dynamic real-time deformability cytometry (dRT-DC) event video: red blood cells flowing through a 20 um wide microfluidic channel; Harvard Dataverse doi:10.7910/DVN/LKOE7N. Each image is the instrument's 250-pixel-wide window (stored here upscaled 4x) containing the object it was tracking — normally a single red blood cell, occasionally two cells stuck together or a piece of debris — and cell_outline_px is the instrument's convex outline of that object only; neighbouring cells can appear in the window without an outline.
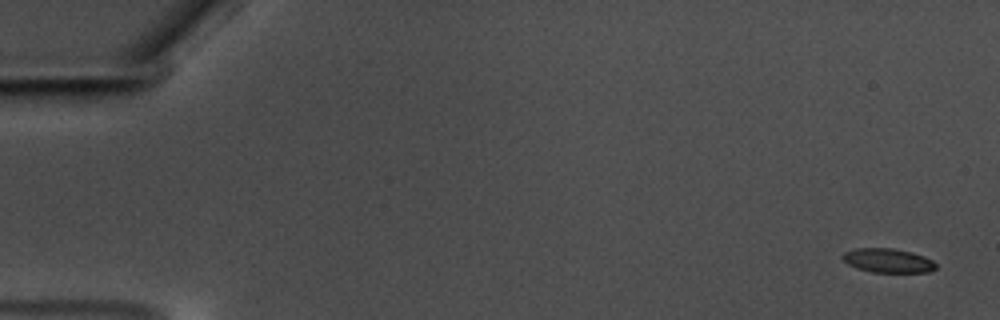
{"species": "common noctule bat (a hibernating species)", "species_latin": "Nyctalus noctula", "temperature_condition": "warm", "stored_images_in_passage": 57, "camera_frame_rate_fps": 3000, "um_per_image_px": 0.085, "animal": {"sex": "male", "body_mass_g": 17.5, "forearm_length_mm": 52.3}, "frame": {"image": 1, "passage_image": 1, "time_ms": 0.0, "image_size_px": [1000, 320], "cell_outline_px": [[936, 268], [932, 272], [872, 272], [856, 268], [848, 264], [840, 256], [844, 252], [856, 248], [892, 248], [912, 252], [924, 256], [932, 260], [936, 264]], "centroid_in_image_um": [75.47, 22.14], "position_along_channel_um": 9.5, "area_um2": 13.18}}
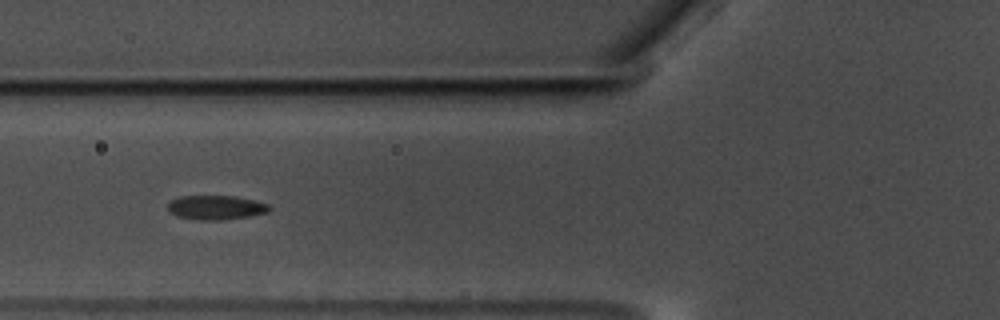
{"frame": {"image": 2, "passage_image": 22, "time_ms": 7.0, "image_size_px": [1000, 320], "cell_outline_px": [[272, 208], [268, 212], [248, 216], [220, 220], [196, 220], [176, 216], [168, 212], [168, 200], [180, 196], [232, 196], [256, 200], [268, 204]], "centroid_in_image_um": [18.31, 17.63], "position_along_channel_um": 107.5, "area_um2": 14.51}}
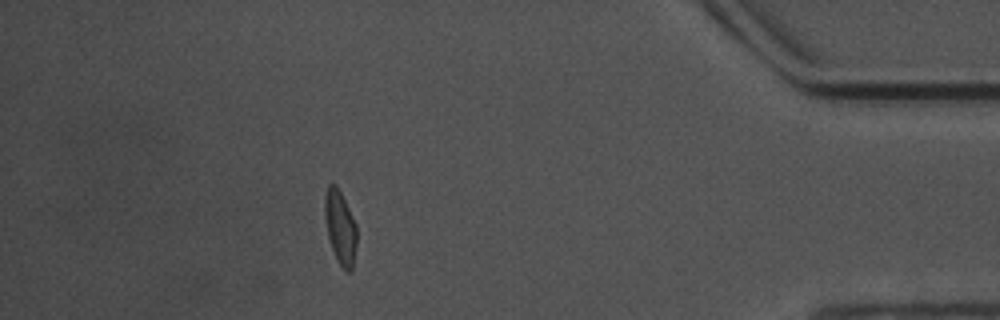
{"frame": {"image": 3, "passage_image": 51, "time_ms": 16.667, "image_size_px": [1000, 320], "cell_outline_px": [[356, 248], [352, 272], [348, 272], [340, 264], [332, 248], [328, 236], [324, 216], [324, 196], [328, 184], [336, 184], [356, 224]], "centroid_in_image_um": [28.91, 19.31], "position_along_channel_um": 406.3, "area_um2": 13.58}, "authors_computed_cell_mechanics": {"area_um2": 14.0454, "velocity_mm_per_s": 3.5623, "shape_relaxation_time_tau1_ms": 4.8496, "shape_relaxation_time_tau2_ms": 1.1074, "deformation_change_tau1": 0.1388, "deformation_change_tau2": 0.0538}}